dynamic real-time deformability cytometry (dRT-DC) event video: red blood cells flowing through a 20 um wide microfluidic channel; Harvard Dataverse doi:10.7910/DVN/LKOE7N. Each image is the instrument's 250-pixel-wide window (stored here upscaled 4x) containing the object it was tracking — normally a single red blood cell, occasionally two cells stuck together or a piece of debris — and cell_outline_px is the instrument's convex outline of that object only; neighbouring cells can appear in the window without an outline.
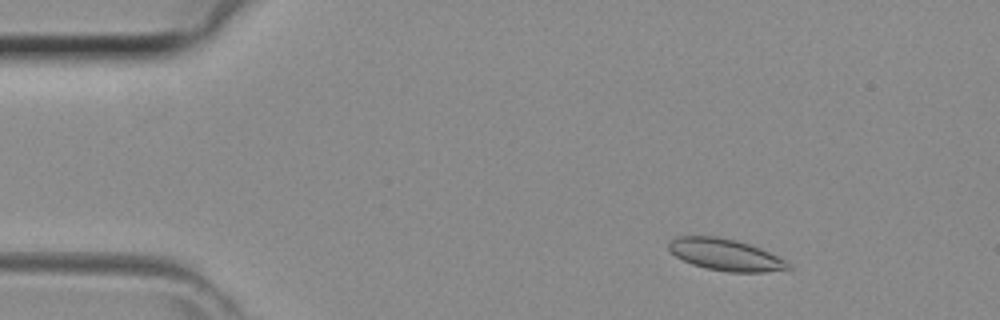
{"species": "common noctule bat (a hibernating species)", "species_latin": "Nyctalus noctula", "temperature_condition": "room temperature", "stored_images_in_passage": 41, "camera_frame_rate_fps": 3000, "um_per_image_px": 0.085, "animal": {"sex": "female", "body_mass_g": 29.2, "forearm_length_mm": 56.3}, "frame": {"image": 1, "passage_image": 4, "time_ms": 1.0, "image_size_px": [1000, 320], "cell_outline_px": [[792, 272], [728, 272], [704, 268], [692, 264], [676, 256], [668, 248], [668, 240], [676, 236], [716, 236], [736, 240], [760, 248], [792, 264]], "centroid_in_image_um": [61.72, 21.67], "position_along_channel_um": 23.3, "area_um2": 22.43}}
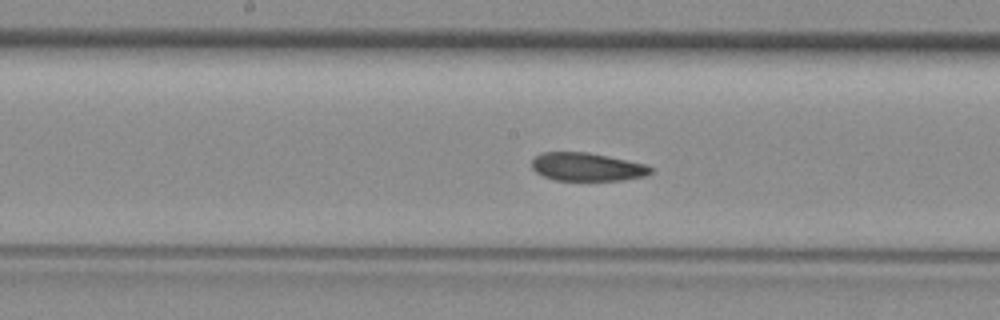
{"frame": {"image": 2, "passage_image": 20, "time_ms": 6.333, "image_size_px": [1000, 320], "cell_outline_px": [[652, 172], [644, 176], [624, 180], [556, 180], [544, 176], [536, 172], [532, 168], [532, 160], [540, 152], [588, 152], [648, 164], [652, 168]], "centroid_in_image_um": [49.91, 14.18], "position_along_channel_um": 198.3, "area_um2": 19.59}}
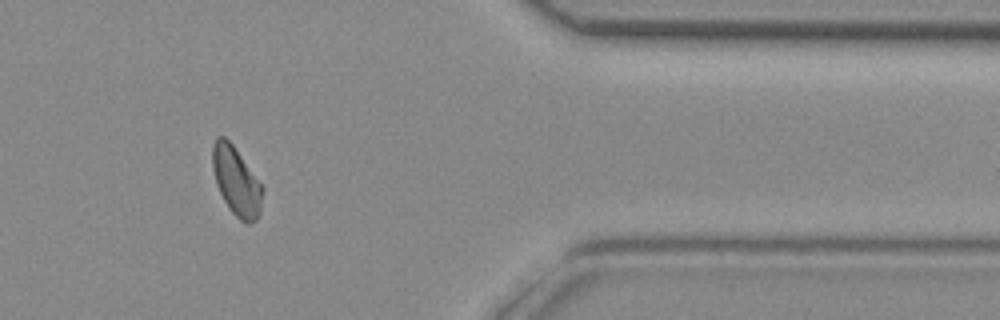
{"frame": {"image": 3, "passage_image": 34, "time_ms": 11.0, "image_size_px": [1000, 320], "cell_outline_px": [[264, 188], [260, 212], [256, 220], [248, 224], [240, 220], [228, 208], [216, 184], [212, 168], [212, 144], [216, 136], [224, 136], [232, 144]], "centroid_in_image_um": [20.07, 15.41], "position_along_channel_um": 391.3, "area_um2": 19.94}}